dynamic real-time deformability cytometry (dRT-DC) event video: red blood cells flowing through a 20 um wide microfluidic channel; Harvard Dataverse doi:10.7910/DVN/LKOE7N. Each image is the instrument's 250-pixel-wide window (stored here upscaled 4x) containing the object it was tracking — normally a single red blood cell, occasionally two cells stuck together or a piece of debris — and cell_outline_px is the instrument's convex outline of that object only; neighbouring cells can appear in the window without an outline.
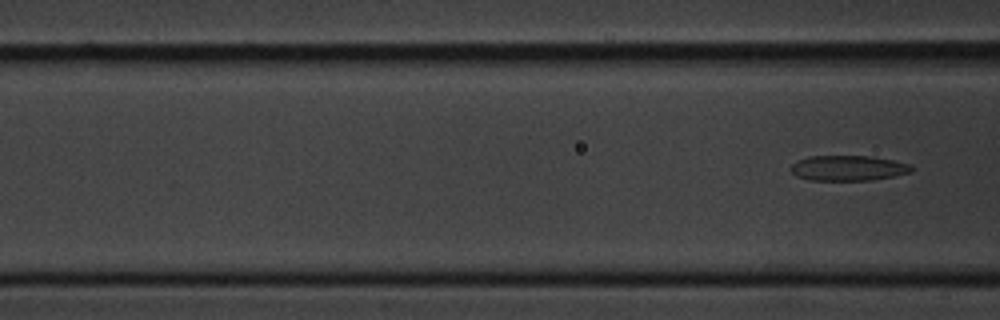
{"species": "common noctule bat (a hibernating species)", "species_latin": "Nyctalus noctula", "temperature_condition": "cold", "stored_images_in_passage": 7, "segment_of_instrument_passage": [2, 2], "camera_frame_rate_fps": 3000, "um_per_image_px": 0.085, "animal": {"sex": "male", "body_mass_g": 20.1, "forearm_length_mm": 53.5}, "frame": {"image": 1, "passage_image": 7, "time_ms": 8.0, "image_size_px": [1000, 320], "cell_outline_px": [[912, 172], [896, 176], [872, 180], [812, 180], [796, 176], [792, 172], [792, 164], [796, 160], [808, 156], [872, 156], [912, 164]], "centroid_in_image_um": [72.12, 14.28], "position_along_channel_um": 94.5, "area_um2": 17.86}}